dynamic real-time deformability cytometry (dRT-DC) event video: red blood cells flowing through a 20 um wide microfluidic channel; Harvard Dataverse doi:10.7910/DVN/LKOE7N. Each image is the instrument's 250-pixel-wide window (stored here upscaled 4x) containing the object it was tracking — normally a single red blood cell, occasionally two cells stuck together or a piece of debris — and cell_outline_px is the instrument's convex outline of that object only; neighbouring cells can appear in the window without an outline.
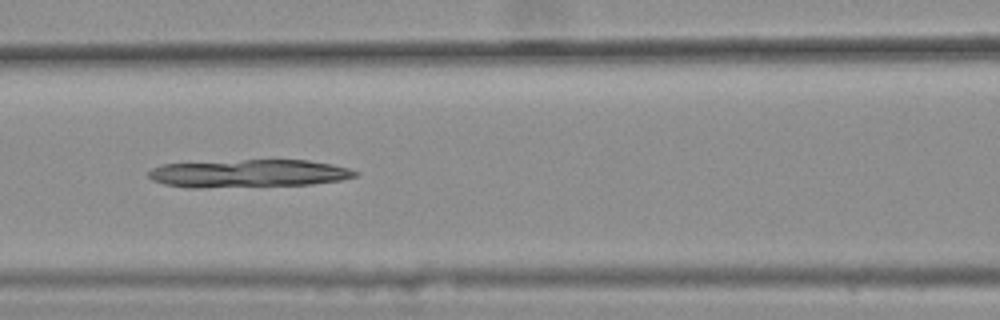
{"species": "common noctule bat (a hibernating species)", "species_latin": "Nyctalus noctula", "temperature_condition": "warm", "stored_images_in_passage": 48, "camera_frame_rate_fps": 3000, "um_per_image_px": 0.085, "animal": {"sex": "female", "body_mass_g": 25.1}, "frame": {"image": 1, "passage_image": 23, "time_ms": 7.333, "image_size_px": [1000, 320], "cell_outline_px": [[360, 172], [356, 176], [340, 180], [312, 184], [204, 188], [188, 188], [164, 184], [152, 180], [148, 176], [148, 172], [152, 168], [164, 164], [244, 160], [308, 160], [332, 164], [348, 168]], "centroid_in_image_um": [21.12, 14.75], "position_along_channel_um": 145.5, "area_um2": 33.52}}
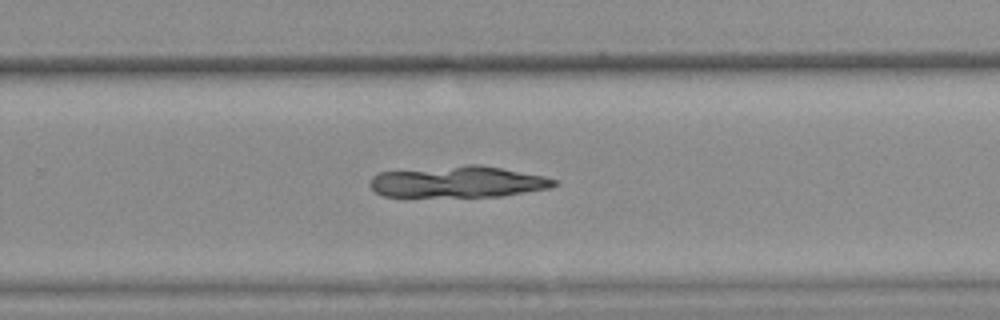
{"frame": {"image": 2, "passage_image": 35, "time_ms": 11.333, "image_size_px": [1000, 320], "cell_outline_px": [[560, 184], [548, 188], [500, 196], [384, 196], [376, 192], [368, 184], [372, 176], [380, 172], [468, 164], [480, 164], [544, 176], [556, 180]], "centroid_in_image_um": [38.92, 15.44], "position_along_channel_um": 290.9, "area_um2": 33.47}}
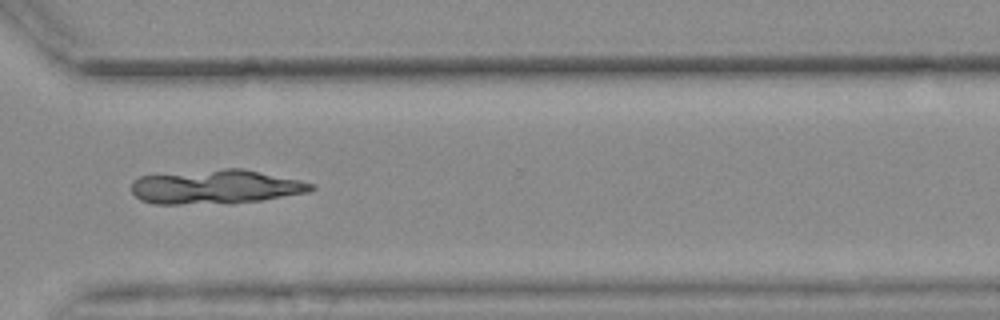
{"frame": {"image": 3, "passage_image": 40, "time_ms": 13.0, "image_size_px": [1000, 320], "cell_outline_px": [[316, 188], [308, 192], [260, 200], [232, 204], [156, 204], [140, 200], [132, 192], [132, 180], [140, 176], [224, 168], [240, 168], [300, 180], [316, 184]], "centroid_in_image_um": [18.34, 15.89], "position_along_channel_um": 352.3, "area_um2": 35.95}}